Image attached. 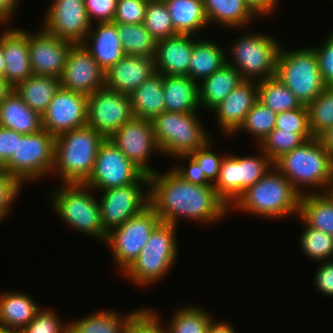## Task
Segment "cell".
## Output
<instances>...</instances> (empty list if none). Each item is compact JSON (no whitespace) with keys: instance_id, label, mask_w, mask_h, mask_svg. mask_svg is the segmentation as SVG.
I'll return each mask as SVG.
<instances>
[{"instance_id":"cell-1","label":"cell","mask_w":333,"mask_h":333,"mask_svg":"<svg viewBox=\"0 0 333 333\" xmlns=\"http://www.w3.org/2000/svg\"><path fill=\"white\" fill-rule=\"evenodd\" d=\"M149 206L162 222L176 226L179 217L212 224L231 211L213 185L189 183L173 169L149 175Z\"/></svg>"},{"instance_id":"cell-2","label":"cell","mask_w":333,"mask_h":333,"mask_svg":"<svg viewBox=\"0 0 333 333\" xmlns=\"http://www.w3.org/2000/svg\"><path fill=\"white\" fill-rule=\"evenodd\" d=\"M301 194L273 166L254 185L249 187L230 207L263 218H283L299 215Z\"/></svg>"},{"instance_id":"cell-3","label":"cell","mask_w":333,"mask_h":333,"mask_svg":"<svg viewBox=\"0 0 333 333\" xmlns=\"http://www.w3.org/2000/svg\"><path fill=\"white\" fill-rule=\"evenodd\" d=\"M104 140L87 125L56 136L52 173L56 171L63 184H85L93 173L96 155Z\"/></svg>"},{"instance_id":"cell-4","label":"cell","mask_w":333,"mask_h":333,"mask_svg":"<svg viewBox=\"0 0 333 333\" xmlns=\"http://www.w3.org/2000/svg\"><path fill=\"white\" fill-rule=\"evenodd\" d=\"M274 166L301 195L309 193L304 191L309 186L315 193H325L332 175L333 157L319 137H312L284 154Z\"/></svg>"},{"instance_id":"cell-5","label":"cell","mask_w":333,"mask_h":333,"mask_svg":"<svg viewBox=\"0 0 333 333\" xmlns=\"http://www.w3.org/2000/svg\"><path fill=\"white\" fill-rule=\"evenodd\" d=\"M176 229V225L161 221L151 232L138 257L122 274L134 284L145 287L164 278L178 256Z\"/></svg>"},{"instance_id":"cell-6","label":"cell","mask_w":333,"mask_h":333,"mask_svg":"<svg viewBox=\"0 0 333 333\" xmlns=\"http://www.w3.org/2000/svg\"><path fill=\"white\" fill-rule=\"evenodd\" d=\"M59 188V189H58ZM50 192L53 210L66 224L78 232L105 242L100 205L92 188L86 184H64Z\"/></svg>"},{"instance_id":"cell-7","label":"cell","mask_w":333,"mask_h":333,"mask_svg":"<svg viewBox=\"0 0 333 333\" xmlns=\"http://www.w3.org/2000/svg\"><path fill=\"white\" fill-rule=\"evenodd\" d=\"M198 117V112L164 111L151 120L162 155L175 158L180 155H190L211 140L210 134L204 129Z\"/></svg>"},{"instance_id":"cell-8","label":"cell","mask_w":333,"mask_h":333,"mask_svg":"<svg viewBox=\"0 0 333 333\" xmlns=\"http://www.w3.org/2000/svg\"><path fill=\"white\" fill-rule=\"evenodd\" d=\"M276 38L254 31L245 33L232 41L229 51L233 58L228 60L227 55V64L237 69L243 80L258 82L275 77L282 47Z\"/></svg>"},{"instance_id":"cell-9","label":"cell","mask_w":333,"mask_h":333,"mask_svg":"<svg viewBox=\"0 0 333 333\" xmlns=\"http://www.w3.org/2000/svg\"><path fill=\"white\" fill-rule=\"evenodd\" d=\"M276 77L308 106L327 87L322 79L317 54L313 47L284 50L281 47Z\"/></svg>"},{"instance_id":"cell-10","label":"cell","mask_w":333,"mask_h":333,"mask_svg":"<svg viewBox=\"0 0 333 333\" xmlns=\"http://www.w3.org/2000/svg\"><path fill=\"white\" fill-rule=\"evenodd\" d=\"M55 136L42 129L34 134L17 138L16 151L1 168L26 184L52 174L55 153Z\"/></svg>"},{"instance_id":"cell-11","label":"cell","mask_w":333,"mask_h":333,"mask_svg":"<svg viewBox=\"0 0 333 333\" xmlns=\"http://www.w3.org/2000/svg\"><path fill=\"white\" fill-rule=\"evenodd\" d=\"M274 166L260 149V155L235 156L229 153L222 160L219 176L213 184L218 196L230 208L249 187L258 182Z\"/></svg>"},{"instance_id":"cell-12","label":"cell","mask_w":333,"mask_h":333,"mask_svg":"<svg viewBox=\"0 0 333 333\" xmlns=\"http://www.w3.org/2000/svg\"><path fill=\"white\" fill-rule=\"evenodd\" d=\"M160 222L159 216L148 206L140 214L107 233L104 243L111 247L114 262L119 265L121 272L138 257L151 232Z\"/></svg>"},{"instance_id":"cell-13","label":"cell","mask_w":333,"mask_h":333,"mask_svg":"<svg viewBox=\"0 0 333 333\" xmlns=\"http://www.w3.org/2000/svg\"><path fill=\"white\" fill-rule=\"evenodd\" d=\"M135 182H149V175L132 163L109 138H105L99 146L93 173L85 184L100 191Z\"/></svg>"},{"instance_id":"cell-14","label":"cell","mask_w":333,"mask_h":333,"mask_svg":"<svg viewBox=\"0 0 333 333\" xmlns=\"http://www.w3.org/2000/svg\"><path fill=\"white\" fill-rule=\"evenodd\" d=\"M147 188H144V186ZM149 182H135L127 186L100 190V214L106 233L140 214L149 206ZM145 189V190H144Z\"/></svg>"},{"instance_id":"cell-15","label":"cell","mask_w":333,"mask_h":333,"mask_svg":"<svg viewBox=\"0 0 333 333\" xmlns=\"http://www.w3.org/2000/svg\"><path fill=\"white\" fill-rule=\"evenodd\" d=\"M87 126L109 138L134 117L129 95L103 87L87 97Z\"/></svg>"},{"instance_id":"cell-16","label":"cell","mask_w":333,"mask_h":333,"mask_svg":"<svg viewBox=\"0 0 333 333\" xmlns=\"http://www.w3.org/2000/svg\"><path fill=\"white\" fill-rule=\"evenodd\" d=\"M109 139L121 152L146 175L156 171L148 165L153 151L161 154L157 145L152 121L133 117L119 128ZM151 155V156H150Z\"/></svg>"},{"instance_id":"cell-17","label":"cell","mask_w":333,"mask_h":333,"mask_svg":"<svg viewBox=\"0 0 333 333\" xmlns=\"http://www.w3.org/2000/svg\"><path fill=\"white\" fill-rule=\"evenodd\" d=\"M43 19L47 32L73 44H82L93 26L84 0H53Z\"/></svg>"},{"instance_id":"cell-18","label":"cell","mask_w":333,"mask_h":333,"mask_svg":"<svg viewBox=\"0 0 333 333\" xmlns=\"http://www.w3.org/2000/svg\"><path fill=\"white\" fill-rule=\"evenodd\" d=\"M60 87L87 97L105 87V70L83 44H74L70 48Z\"/></svg>"},{"instance_id":"cell-19","label":"cell","mask_w":333,"mask_h":333,"mask_svg":"<svg viewBox=\"0 0 333 333\" xmlns=\"http://www.w3.org/2000/svg\"><path fill=\"white\" fill-rule=\"evenodd\" d=\"M87 96L60 87L42 113V127L53 136L87 125Z\"/></svg>"},{"instance_id":"cell-20","label":"cell","mask_w":333,"mask_h":333,"mask_svg":"<svg viewBox=\"0 0 333 333\" xmlns=\"http://www.w3.org/2000/svg\"><path fill=\"white\" fill-rule=\"evenodd\" d=\"M74 44L47 32L43 27L37 33L28 31L30 66L35 76L60 78Z\"/></svg>"},{"instance_id":"cell-21","label":"cell","mask_w":333,"mask_h":333,"mask_svg":"<svg viewBox=\"0 0 333 333\" xmlns=\"http://www.w3.org/2000/svg\"><path fill=\"white\" fill-rule=\"evenodd\" d=\"M258 101L257 82L243 80L211 111L216 115L217 125L226 135L234 134L243 124L248 111Z\"/></svg>"},{"instance_id":"cell-22","label":"cell","mask_w":333,"mask_h":333,"mask_svg":"<svg viewBox=\"0 0 333 333\" xmlns=\"http://www.w3.org/2000/svg\"><path fill=\"white\" fill-rule=\"evenodd\" d=\"M155 73L153 57L125 55L105 71V87L130 95Z\"/></svg>"},{"instance_id":"cell-23","label":"cell","mask_w":333,"mask_h":333,"mask_svg":"<svg viewBox=\"0 0 333 333\" xmlns=\"http://www.w3.org/2000/svg\"><path fill=\"white\" fill-rule=\"evenodd\" d=\"M4 57V79L15 88L19 83L33 75L30 66L28 32L24 29H6L2 32Z\"/></svg>"},{"instance_id":"cell-24","label":"cell","mask_w":333,"mask_h":333,"mask_svg":"<svg viewBox=\"0 0 333 333\" xmlns=\"http://www.w3.org/2000/svg\"><path fill=\"white\" fill-rule=\"evenodd\" d=\"M193 36L177 34L157 41L154 64L156 73L188 76Z\"/></svg>"},{"instance_id":"cell-25","label":"cell","mask_w":333,"mask_h":333,"mask_svg":"<svg viewBox=\"0 0 333 333\" xmlns=\"http://www.w3.org/2000/svg\"><path fill=\"white\" fill-rule=\"evenodd\" d=\"M96 24V29L94 30L91 27L82 44L91 53L96 62L106 71L110 66L121 60L125 56V53L118 35L117 23L97 22Z\"/></svg>"},{"instance_id":"cell-26","label":"cell","mask_w":333,"mask_h":333,"mask_svg":"<svg viewBox=\"0 0 333 333\" xmlns=\"http://www.w3.org/2000/svg\"><path fill=\"white\" fill-rule=\"evenodd\" d=\"M0 126L22 135L34 134L43 129L42 116L12 89L0 104Z\"/></svg>"},{"instance_id":"cell-27","label":"cell","mask_w":333,"mask_h":333,"mask_svg":"<svg viewBox=\"0 0 333 333\" xmlns=\"http://www.w3.org/2000/svg\"><path fill=\"white\" fill-rule=\"evenodd\" d=\"M165 111L197 112L200 109L198 82L189 76L163 75Z\"/></svg>"},{"instance_id":"cell-28","label":"cell","mask_w":333,"mask_h":333,"mask_svg":"<svg viewBox=\"0 0 333 333\" xmlns=\"http://www.w3.org/2000/svg\"><path fill=\"white\" fill-rule=\"evenodd\" d=\"M41 308L28 295L21 292L0 294V328L20 332Z\"/></svg>"},{"instance_id":"cell-29","label":"cell","mask_w":333,"mask_h":333,"mask_svg":"<svg viewBox=\"0 0 333 333\" xmlns=\"http://www.w3.org/2000/svg\"><path fill=\"white\" fill-rule=\"evenodd\" d=\"M240 73L227 63L198 83L199 104L202 109L212 110L221 103L240 82ZM206 107V108H205Z\"/></svg>"},{"instance_id":"cell-30","label":"cell","mask_w":333,"mask_h":333,"mask_svg":"<svg viewBox=\"0 0 333 333\" xmlns=\"http://www.w3.org/2000/svg\"><path fill=\"white\" fill-rule=\"evenodd\" d=\"M227 50L217 42L196 39L193 36V50L188 65V76L199 83L227 63Z\"/></svg>"},{"instance_id":"cell-31","label":"cell","mask_w":333,"mask_h":333,"mask_svg":"<svg viewBox=\"0 0 333 333\" xmlns=\"http://www.w3.org/2000/svg\"><path fill=\"white\" fill-rule=\"evenodd\" d=\"M177 34L197 36L209 26L203 0H163ZM200 31V32H199Z\"/></svg>"},{"instance_id":"cell-32","label":"cell","mask_w":333,"mask_h":333,"mask_svg":"<svg viewBox=\"0 0 333 333\" xmlns=\"http://www.w3.org/2000/svg\"><path fill=\"white\" fill-rule=\"evenodd\" d=\"M204 10L209 23L216 22L227 28L249 26L258 15L244 0H203Z\"/></svg>"},{"instance_id":"cell-33","label":"cell","mask_w":333,"mask_h":333,"mask_svg":"<svg viewBox=\"0 0 333 333\" xmlns=\"http://www.w3.org/2000/svg\"><path fill=\"white\" fill-rule=\"evenodd\" d=\"M129 97L134 116L152 120L156 115L165 111L163 75L153 74Z\"/></svg>"},{"instance_id":"cell-34","label":"cell","mask_w":333,"mask_h":333,"mask_svg":"<svg viewBox=\"0 0 333 333\" xmlns=\"http://www.w3.org/2000/svg\"><path fill=\"white\" fill-rule=\"evenodd\" d=\"M308 226L333 236V200L326 193L301 195L299 215Z\"/></svg>"},{"instance_id":"cell-35","label":"cell","mask_w":333,"mask_h":333,"mask_svg":"<svg viewBox=\"0 0 333 333\" xmlns=\"http://www.w3.org/2000/svg\"><path fill=\"white\" fill-rule=\"evenodd\" d=\"M137 310L120 315L116 310L96 311L68 323V333H126L131 316Z\"/></svg>"},{"instance_id":"cell-36","label":"cell","mask_w":333,"mask_h":333,"mask_svg":"<svg viewBox=\"0 0 333 333\" xmlns=\"http://www.w3.org/2000/svg\"><path fill=\"white\" fill-rule=\"evenodd\" d=\"M59 88L60 78L31 75L13 89L32 110L42 115Z\"/></svg>"},{"instance_id":"cell-37","label":"cell","mask_w":333,"mask_h":333,"mask_svg":"<svg viewBox=\"0 0 333 333\" xmlns=\"http://www.w3.org/2000/svg\"><path fill=\"white\" fill-rule=\"evenodd\" d=\"M118 35L125 55L155 56L157 40L141 24L117 23Z\"/></svg>"},{"instance_id":"cell-38","label":"cell","mask_w":333,"mask_h":333,"mask_svg":"<svg viewBox=\"0 0 333 333\" xmlns=\"http://www.w3.org/2000/svg\"><path fill=\"white\" fill-rule=\"evenodd\" d=\"M258 101L275 113L300 108L296 96L275 76L257 82Z\"/></svg>"},{"instance_id":"cell-39","label":"cell","mask_w":333,"mask_h":333,"mask_svg":"<svg viewBox=\"0 0 333 333\" xmlns=\"http://www.w3.org/2000/svg\"><path fill=\"white\" fill-rule=\"evenodd\" d=\"M195 306L182 307L174 312L166 324L169 333H206L214 320L208 311Z\"/></svg>"},{"instance_id":"cell-40","label":"cell","mask_w":333,"mask_h":333,"mask_svg":"<svg viewBox=\"0 0 333 333\" xmlns=\"http://www.w3.org/2000/svg\"><path fill=\"white\" fill-rule=\"evenodd\" d=\"M312 137L311 133H295L293 131H281L278 128H274L260 142L258 148L275 163L284 154L292 151Z\"/></svg>"},{"instance_id":"cell-41","label":"cell","mask_w":333,"mask_h":333,"mask_svg":"<svg viewBox=\"0 0 333 333\" xmlns=\"http://www.w3.org/2000/svg\"><path fill=\"white\" fill-rule=\"evenodd\" d=\"M307 109L311 134L319 137L333 126V87H326Z\"/></svg>"},{"instance_id":"cell-42","label":"cell","mask_w":333,"mask_h":333,"mask_svg":"<svg viewBox=\"0 0 333 333\" xmlns=\"http://www.w3.org/2000/svg\"><path fill=\"white\" fill-rule=\"evenodd\" d=\"M304 223V231L300 236L299 245L305 255L311 260L321 261L331 260L333 258V236L323 231L314 229Z\"/></svg>"},{"instance_id":"cell-43","label":"cell","mask_w":333,"mask_h":333,"mask_svg":"<svg viewBox=\"0 0 333 333\" xmlns=\"http://www.w3.org/2000/svg\"><path fill=\"white\" fill-rule=\"evenodd\" d=\"M274 111L257 101L248 111L246 118L240 128L233 134L239 131H245L255 138L257 146L260 142L274 129L276 122Z\"/></svg>"},{"instance_id":"cell-44","label":"cell","mask_w":333,"mask_h":333,"mask_svg":"<svg viewBox=\"0 0 333 333\" xmlns=\"http://www.w3.org/2000/svg\"><path fill=\"white\" fill-rule=\"evenodd\" d=\"M143 25L157 41L177 35L163 0H148Z\"/></svg>"},{"instance_id":"cell-45","label":"cell","mask_w":333,"mask_h":333,"mask_svg":"<svg viewBox=\"0 0 333 333\" xmlns=\"http://www.w3.org/2000/svg\"><path fill=\"white\" fill-rule=\"evenodd\" d=\"M19 333H68V323H63L53 309H41Z\"/></svg>"},{"instance_id":"cell-46","label":"cell","mask_w":333,"mask_h":333,"mask_svg":"<svg viewBox=\"0 0 333 333\" xmlns=\"http://www.w3.org/2000/svg\"><path fill=\"white\" fill-rule=\"evenodd\" d=\"M152 309H137L130 318L126 333H169L167 327H162L158 312Z\"/></svg>"},{"instance_id":"cell-47","label":"cell","mask_w":333,"mask_h":333,"mask_svg":"<svg viewBox=\"0 0 333 333\" xmlns=\"http://www.w3.org/2000/svg\"><path fill=\"white\" fill-rule=\"evenodd\" d=\"M274 128L295 133H311L307 106L302 105L300 108L278 113Z\"/></svg>"},{"instance_id":"cell-48","label":"cell","mask_w":333,"mask_h":333,"mask_svg":"<svg viewBox=\"0 0 333 333\" xmlns=\"http://www.w3.org/2000/svg\"><path fill=\"white\" fill-rule=\"evenodd\" d=\"M148 0H117L116 12L112 22L141 24L144 22Z\"/></svg>"},{"instance_id":"cell-49","label":"cell","mask_w":333,"mask_h":333,"mask_svg":"<svg viewBox=\"0 0 333 333\" xmlns=\"http://www.w3.org/2000/svg\"><path fill=\"white\" fill-rule=\"evenodd\" d=\"M211 141H209L205 146L197 149L190 155L198 162L201 166V170L204 172L206 178L214 184L219 176L220 166L225 154L221 156L210 150Z\"/></svg>"},{"instance_id":"cell-50","label":"cell","mask_w":333,"mask_h":333,"mask_svg":"<svg viewBox=\"0 0 333 333\" xmlns=\"http://www.w3.org/2000/svg\"><path fill=\"white\" fill-rule=\"evenodd\" d=\"M23 184L16 176L0 171V214L4 218L8 216Z\"/></svg>"},{"instance_id":"cell-51","label":"cell","mask_w":333,"mask_h":333,"mask_svg":"<svg viewBox=\"0 0 333 333\" xmlns=\"http://www.w3.org/2000/svg\"><path fill=\"white\" fill-rule=\"evenodd\" d=\"M322 46L313 47L319 62L322 79L327 87H333V32L326 36Z\"/></svg>"},{"instance_id":"cell-52","label":"cell","mask_w":333,"mask_h":333,"mask_svg":"<svg viewBox=\"0 0 333 333\" xmlns=\"http://www.w3.org/2000/svg\"><path fill=\"white\" fill-rule=\"evenodd\" d=\"M86 12L93 23L112 22L116 12L117 0H84ZM93 18V19H92Z\"/></svg>"},{"instance_id":"cell-53","label":"cell","mask_w":333,"mask_h":333,"mask_svg":"<svg viewBox=\"0 0 333 333\" xmlns=\"http://www.w3.org/2000/svg\"><path fill=\"white\" fill-rule=\"evenodd\" d=\"M182 160L189 161L188 168L187 166H180L181 164H175V167H171L178 175H180L185 181L198 185H213L204 175V172L201 170V166L191 155H180L177 156ZM185 167V168H184Z\"/></svg>"},{"instance_id":"cell-54","label":"cell","mask_w":333,"mask_h":333,"mask_svg":"<svg viewBox=\"0 0 333 333\" xmlns=\"http://www.w3.org/2000/svg\"><path fill=\"white\" fill-rule=\"evenodd\" d=\"M314 274L316 290L327 297H333V260L320 262Z\"/></svg>"},{"instance_id":"cell-55","label":"cell","mask_w":333,"mask_h":333,"mask_svg":"<svg viewBox=\"0 0 333 333\" xmlns=\"http://www.w3.org/2000/svg\"><path fill=\"white\" fill-rule=\"evenodd\" d=\"M23 135L19 132L0 126V167L2 168L16 151L17 138Z\"/></svg>"},{"instance_id":"cell-56","label":"cell","mask_w":333,"mask_h":333,"mask_svg":"<svg viewBox=\"0 0 333 333\" xmlns=\"http://www.w3.org/2000/svg\"><path fill=\"white\" fill-rule=\"evenodd\" d=\"M260 16H270L277 8L278 0H244Z\"/></svg>"},{"instance_id":"cell-57","label":"cell","mask_w":333,"mask_h":333,"mask_svg":"<svg viewBox=\"0 0 333 333\" xmlns=\"http://www.w3.org/2000/svg\"><path fill=\"white\" fill-rule=\"evenodd\" d=\"M19 0H0V24L10 22L13 13H16ZM16 8V10H15Z\"/></svg>"},{"instance_id":"cell-58","label":"cell","mask_w":333,"mask_h":333,"mask_svg":"<svg viewBox=\"0 0 333 333\" xmlns=\"http://www.w3.org/2000/svg\"><path fill=\"white\" fill-rule=\"evenodd\" d=\"M206 333H237L232 324L228 322H215L214 320L210 323Z\"/></svg>"},{"instance_id":"cell-59","label":"cell","mask_w":333,"mask_h":333,"mask_svg":"<svg viewBox=\"0 0 333 333\" xmlns=\"http://www.w3.org/2000/svg\"><path fill=\"white\" fill-rule=\"evenodd\" d=\"M319 138L329 154L333 157V126L322 133Z\"/></svg>"},{"instance_id":"cell-60","label":"cell","mask_w":333,"mask_h":333,"mask_svg":"<svg viewBox=\"0 0 333 333\" xmlns=\"http://www.w3.org/2000/svg\"><path fill=\"white\" fill-rule=\"evenodd\" d=\"M13 88L8 82L0 77V104L4 101L5 97L11 92Z\"/></svg>"},{"instance_id":"cell-61","label":"cell","mask_w":333,"mask_h":333,"mask_svg":"<svg viewBox=\"0 0 333 333\" xmlns=\"http://www.w3.org/2000/svg\"><path fill=\"white\" fill-rule=\"evenodd\" d=\"M5 65H4V57L2 50V33L0 34V77L4 78Z\"/></svg>"},{"instance_id":"cell-62","label":"cell","mask_w":333,"mask_h":333,"mask_svg":"<svg viewBox=\"0 0 333 333\" xmlns=\"http://www.w3.org/2000/svg\"><path fill=\"white\" fill-rule=\"evenodd\" d=\"M325 193L333 200V167H332L331 179Z\"/></svg>"},{"instance_id":"cell-63","label":"cell","mask_w":333,"mask_h":333,"mask_svg":"<svg viewBox=\"0 0 333 333\" xmlns=\"http://www.w3.org/2000/svg\"><path fill=\"white\" fill-rule=\"evenodd\" d=\"M0 333H19V332L15 330H4L0 328Z\"/></svg>"},{"instance_id":"cell-64","label":"cell","mask_w":333,"mask_h":333,"mask_svg":"<svg viewBox=\"0 0 333 333\" xmlns=\"http://www.w3.org/2000/svg\"><path fill=\"white\" fill-rule=\"evenodd\" d=\"M5 219L1 214H0V222Z\"/></svg>"}]
</instances>
